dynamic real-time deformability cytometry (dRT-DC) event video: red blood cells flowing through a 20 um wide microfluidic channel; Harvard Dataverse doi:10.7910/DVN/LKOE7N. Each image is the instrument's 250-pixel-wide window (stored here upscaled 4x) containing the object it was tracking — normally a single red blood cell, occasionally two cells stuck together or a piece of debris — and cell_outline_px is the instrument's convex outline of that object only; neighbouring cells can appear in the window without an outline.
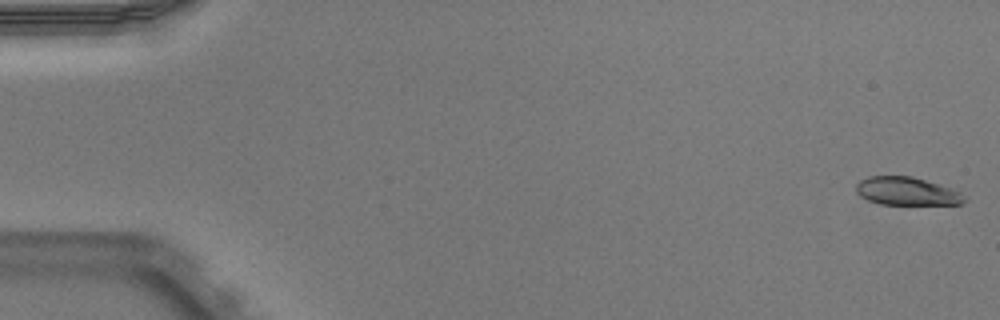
{"species": "Egyptian fruit bat (a non-hibernating species)", "species_latin": "Rousettus aegyptiacus", "temperature_condition": "warm", "stored_images_in_passage": 52, "camera_frame_rate_fps": 3000, "um_per_image_px": 0.085, "animal": {"sex": "male"}, "frame": {"image": 1, "passage_image": 1, "time_ms": 0.0, "image_size_px": [1000, 320], "cell_outline_px": [[968, 200], [964, 204], [880, 204], [868, 200], [860, 196], [856, 192], [856, 184], [860, 180], [868, 176], [912, 176], [960, 192]], "centroid_in_image_um": [77.05, 16.26], "position_along_channel_um": 8.0, "area_um2": 17.57}}
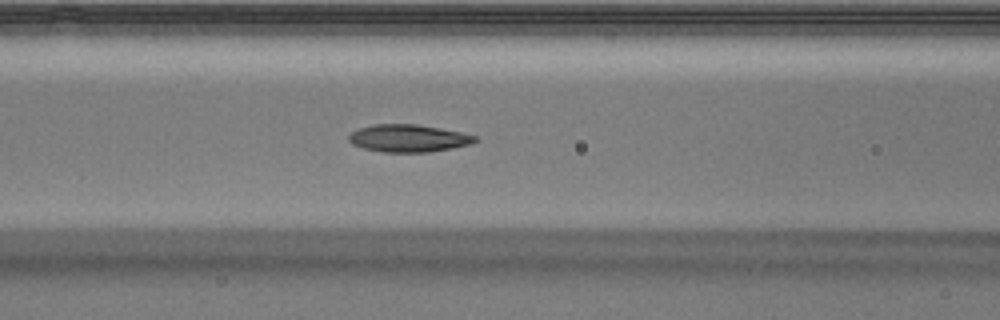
{"frame": {"image": 2, "passage_image": 22, "time_ms": 7.0, "image_size_px": [1000, 320], "cell_outline_px": [[476, 140], [472, 144], [452, 148], [428, 152], [384, 152], [364, 148], [352, 144], [348, 140], [348, 136], [356, 128], [372, 124], [416, 124], [440, 128], [460, 132], [476, 136]], "centroid_in_image_um": [34.68, 11.74], "position_along_channel_um": 131.9, "area_um2": 20.23}}
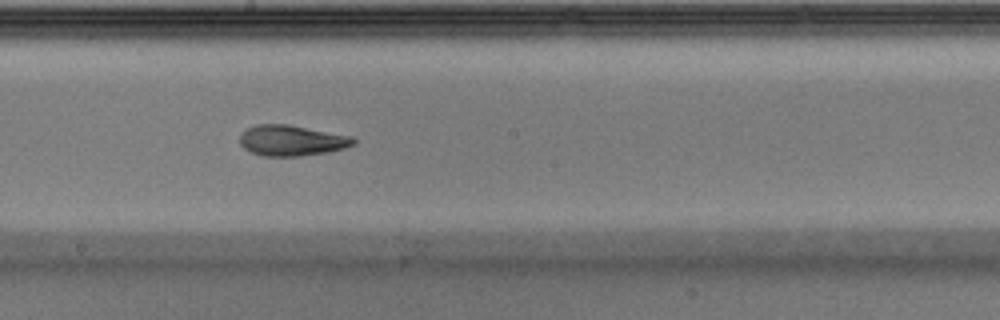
{"frame": {"image": 3, "passage_image": 29, "time_ms": 9.333, "image_size_px": [1000, 320], "cell_outline_px": [[356, 144], [344, 148], [328, 152], [300, 156], [260, 156], [244, 148], [240, 144], [240, 136], [248, 128], [256, 124], [288, 124], [352, 136], [356, 140]], "centroid_in_image_um": [24.81, 11.94], "position_along_channel_um": 223.4, "area_um2": 20.35}, "authors_computed_cell_mechanics": {"area_um2": 20.23, "velocity_mm_per_s": 3.9242, "shape_relaxation_time_tau1_ms": 7.5064, "shape_relaxation_time_tau2_ms": 2.2373, "deformation_change_tau1": 0.2118, "deformation_change_tau2": 0.0899}}